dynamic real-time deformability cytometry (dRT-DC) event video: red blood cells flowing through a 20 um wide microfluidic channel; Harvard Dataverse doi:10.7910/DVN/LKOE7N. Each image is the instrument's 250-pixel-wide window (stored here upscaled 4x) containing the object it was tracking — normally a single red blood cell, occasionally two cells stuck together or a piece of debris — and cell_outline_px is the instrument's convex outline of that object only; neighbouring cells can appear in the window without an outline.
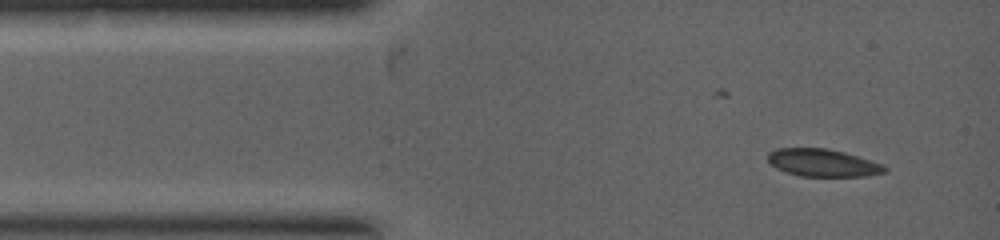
{"species": "common noctule bat (a hibernating species)", "species_latin": "Nyctalus noctula", "temperature_condition": "warm", "stored_images_in_passage": 5, "camera_frame_rate_fps": 5000, "um_per_image_px": 0.085, "animal": {"sex": "female", "body_mass_g": 19.0, "forearm_length_mm": 53.3}, "frame": {"image": 1, "passage_image": 1, "time_ms": 0.0, "image_size_px": [1000, 240], "cell_outline_px": [[888, 172], [864, 176], [800, 176], [776, 168], [768, 160], [768, 152], [776, 148], [828, 148], [844, 152], [872, 160], [884, 164], [888, 168]], "centroid_in_image_um": [69.98, 13.83], "position_along_channel_um": 15.0, "area_um2": 18.84}}
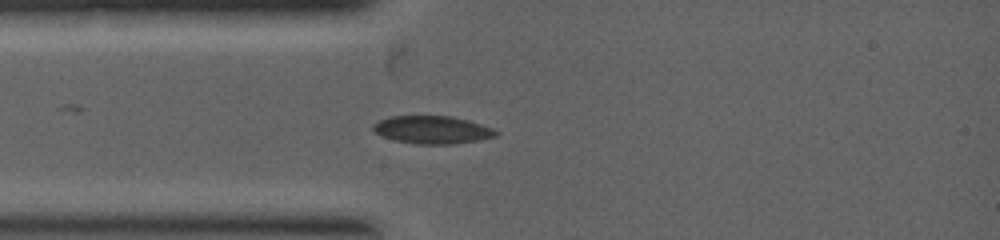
{"frame": {"image": 2, "passage_image": 4, "time_ms": 1.2, "image_size_px": [1000, 240], "cell_outline_px": [[500, 132], [496, 136], [476, 140], [452, 144], [416, 144], [396, 140], [384, 136], [376, 132], [372, 128], [372, 124], [380, 120], [392, 116], [452, 116], [468, 120], [492, 128]], "centroid_in_image_um": [36.76, 11.03], "position_along_channel_um": 48.2, "area_um2": 19.65}}